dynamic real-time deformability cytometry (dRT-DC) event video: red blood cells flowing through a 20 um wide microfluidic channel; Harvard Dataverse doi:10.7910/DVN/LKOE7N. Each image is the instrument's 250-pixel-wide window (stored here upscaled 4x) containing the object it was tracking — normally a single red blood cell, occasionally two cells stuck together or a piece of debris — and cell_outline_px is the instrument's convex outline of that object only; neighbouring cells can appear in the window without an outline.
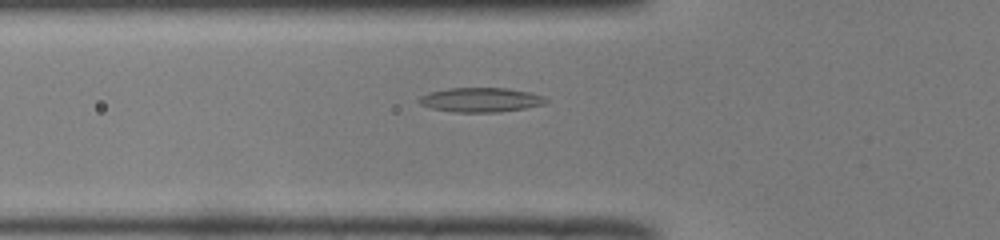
{"species": "common noctule bat (a hibernating species)", "species_latin": "Nyctalus noctula", "temperature_condition": "room temperature", "stored_images_in_passage": 35, "camera_frame_rate_fps": 3000, "um_per_image_px": 0.085, "animal": {"sex": "male", "body_mass_g": 19.0, "forearm_length_mm": 50.8}, "frame": {"image": 1, "passage_image": 2, "time_ms": 0.333, "image_size_px": [1000, 240], "cell_outline_px": [[548, 100], [544, 104], [524, 108], [500, 112], [456, 112], [432, 108], [420, 104], [416, 100], [420, 96], [428, 92], [448, 88], [508, 88], [528, 92], [540, 96]], "centroid_in_image_um": [40.8, 8.48], "position_along_channel_um": 85.0, "area_um2": 17.92}}
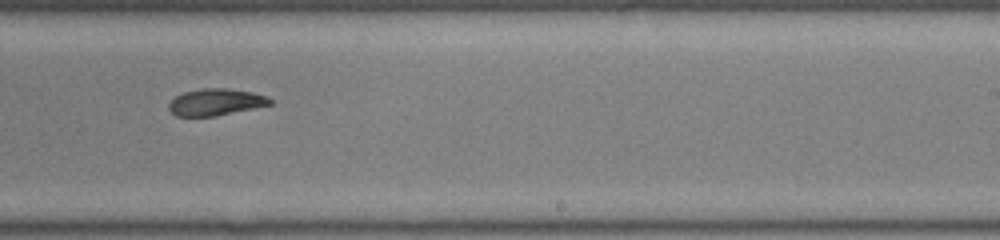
{"frame": {"image": 2, "passage_image": 16, "time_ms": 5.0, "image_size_px": [1000, 240], "cell_outline_px": [[272, 104], [216, 116], [176, 116], [168, 108], [168, 104], [176, 96], [184, 92], [204, 88], [228, 88], [252, 92], [268, 96], [272, 100]], "centroid_in_image_um": [18.35, 8.67], "position_along_channel_um": 270.6, "area_um2": 15.72}}
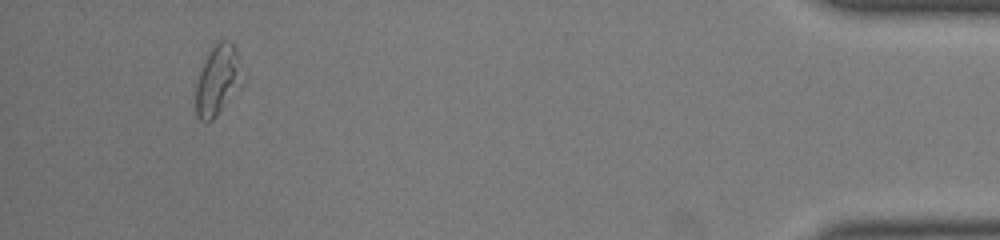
{"frame": {"image": 3, "passage_image": 32, "time_ms": 10.333, "image_size_px": [1000, 240], "cell_outline_px": [[236, 80], [216, 116], [212, 120], [200, 120], [196, 116], [196, 84], [200, 72], [208, 52], [220, 40], [228, 40], [236, 48]], "centroid_in_image_um": [18.33, 6.79], "position_along_channel_um": 416.9, "area_um2": 16.7}}